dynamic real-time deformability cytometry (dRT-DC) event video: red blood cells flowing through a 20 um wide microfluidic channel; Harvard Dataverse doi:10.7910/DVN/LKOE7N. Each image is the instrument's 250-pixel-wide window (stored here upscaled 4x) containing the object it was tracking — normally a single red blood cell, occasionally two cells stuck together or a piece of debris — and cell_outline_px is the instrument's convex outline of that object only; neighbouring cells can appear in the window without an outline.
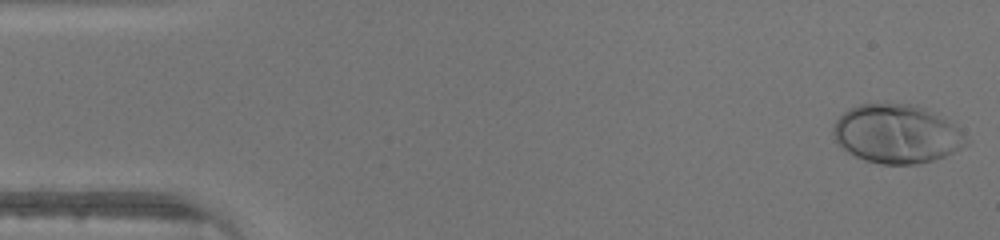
{"species": "human", "species_latin": "Homo sapiens", "temperature_condition": "warm", "stored_images_in_passage": 46, "camera_frame_rate_fps": 3000, "um_per_image_px": 0.085, "donor": {"sex": "male"}, "frame": {"image": 1, "passage_image": 1, "time_ms": 0.0, "image_size_px": [1000, 240], "cell_outline_px": [[972, 140], [968, 144], [944, 156], [932, 160], [916, 164], [880, 164], [864, 160], [848, 152], [836, 140], [832, 132], [832, 128], [836, 120], [848, 108], [860, 104], [916, 104], [924, 108], [944, 120], [956, 128]], "centroid_in_image_um": [76.19, 11.39], "position_along_channel_um": 8.8, "area_um2": 44.97}}
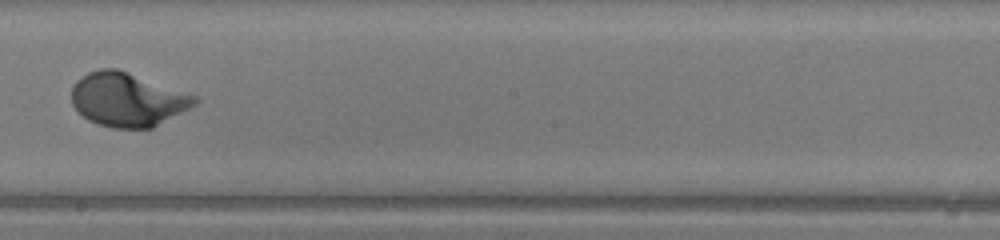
{"frame": {"image": 2, "passage_image": 26, "time_ms": 8.333, "image_size_px": [1000, 240], "cell_outline_px": [[200, 100], [196, 104], [152, 128], [112, 128], [88, 120], [72, 104], [72, 88], [76, 80], [80, 76], [88, 72], [100, 68], [116, 68], [196, 96]], "centroid_in_image_um": [10.81, 8.46], "position_along_channel_um": 237.4, "area_um2": 38.15}}
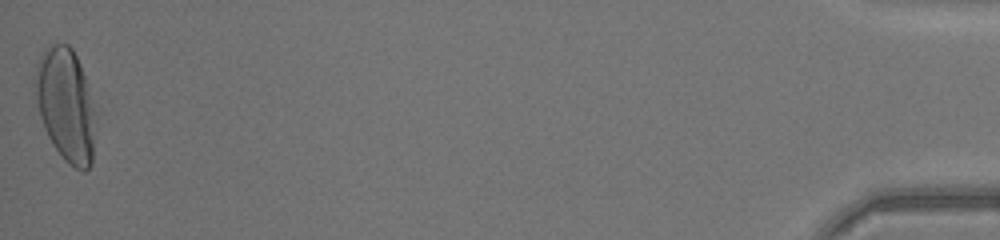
{"frame": {"image": 3, "passage_image": 46, "time_ms": 15.0, "image_size_px": [1000, 240], "cell_outline_px": [[92, 164], [84, 172], [80, 172], [68, 164], [64, 160], [52, 144], [44, 128], [40, 116], [36, 100], [32, 80], [36, 60], [52, 44], [68, 44], [72, 48], [80, 64], [84, 76], [92, 108]], "centroid_in_image_um": [5.5, 8.9], "position_along_channel_um": 429.7, "area_um2": 39.19}}